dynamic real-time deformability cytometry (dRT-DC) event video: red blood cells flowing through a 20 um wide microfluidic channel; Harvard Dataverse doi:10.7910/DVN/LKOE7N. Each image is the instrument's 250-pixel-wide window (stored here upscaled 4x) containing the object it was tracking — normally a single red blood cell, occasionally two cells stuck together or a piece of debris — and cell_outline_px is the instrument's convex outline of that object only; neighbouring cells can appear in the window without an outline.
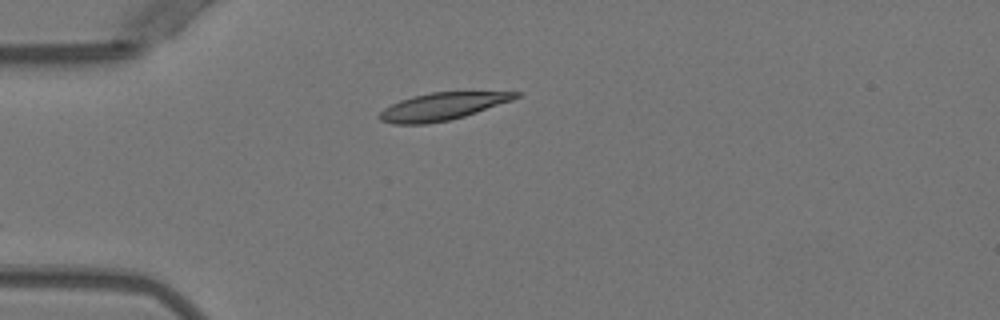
{"species": "Egyptian fruit bat (a non-hibernating species)", "species_latin": "Rousettus aegyptiacus", "temperature_condition": "warm", "stored_images_in_passage": 19, "camera_frame_rate_fps": 3000, "um_per_image_px": 0.085, "animal": {"sex": "female"}, "frame": {"image": 1, "passage_image": 1, "time_ms": 0.0, "image_size_px": [1000, 320], "cell_outline_px": [[524, 92], [520, 96], [512, 100], [464, 116], [448, 120], [428, 124], [392, 124], [380, 120], [376, 116], [384, 108], [400, 100], [412, 96], [432, 92]], "centroid_in_image_um": [37.55, 9.05], "position_along_channel_um": 47.4, "area_um2": 21.62}}
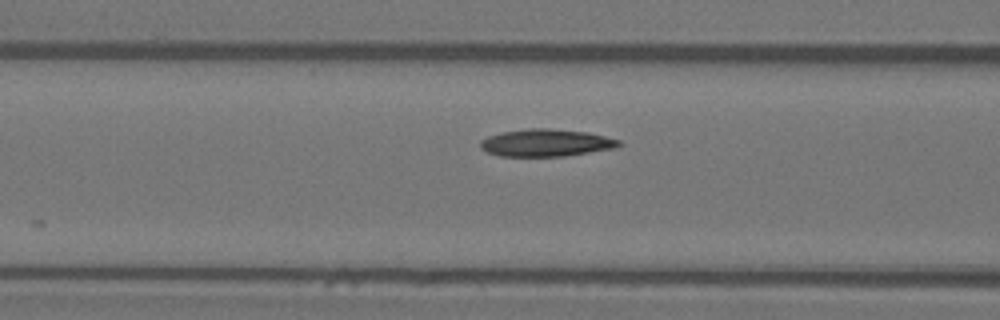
{"frame": {"image": 2, "passage_image": 8, "time_ms": 2.333, "image_size_px": [1000, 320], "cell_outline_px": [[624, 144], [616, 148], [564, 156], [500, 156], [488, 152], [480, 148], [480, 140], [488, 136], [504, 132], [528, 128], [548, 128], [588, 132], [620, 140]], "centroid_in_image_um": [46.44, 12.14], "position_along_channel_um": 120.2, "area_um2": 22.08}}
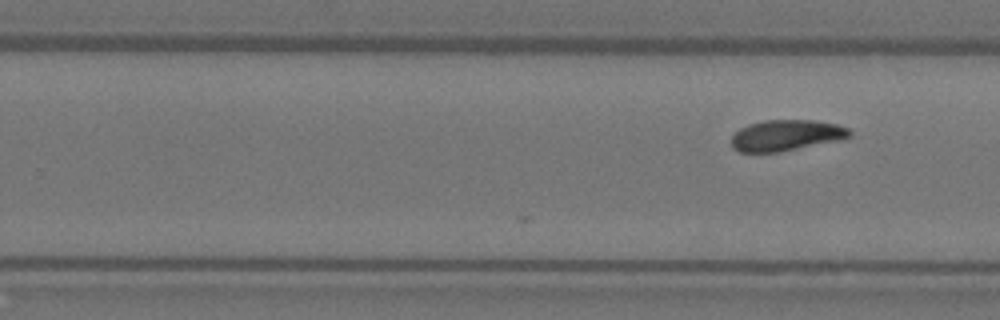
{"frame": {"image": 3, "passage_image": 19, "time_ms": 6.0, "image_size_px": [1000, 320], "cell_outline_px": [[852, 136], [844, 140], [780, 152], [740, 152], [732, 148], [732, 136], [740, 128], [748, 124], [764, 120], [812, 120], [836, 124], [848, 128], [852, 132]], "centroid_in_image_um": [66.87, 11.51], "position_along_channel_um": 262.9, "area_um2": 21.62}}